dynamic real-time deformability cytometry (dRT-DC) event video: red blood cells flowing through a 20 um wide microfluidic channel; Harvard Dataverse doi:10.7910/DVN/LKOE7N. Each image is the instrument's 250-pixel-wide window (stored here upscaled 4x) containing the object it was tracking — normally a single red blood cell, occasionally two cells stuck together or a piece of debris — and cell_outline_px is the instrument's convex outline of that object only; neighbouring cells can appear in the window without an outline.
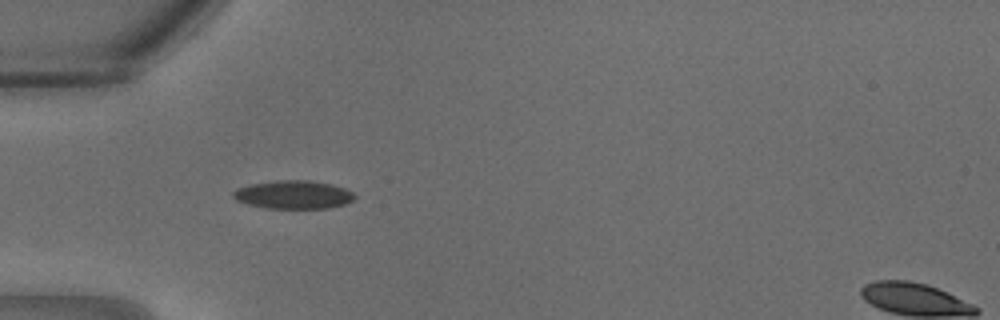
{"species": "common noctule bat (a hibernating species)", "species_latin": "Nyctalus noctula", "temperature_condition": "warm", "stored_images_in_passage": 3, "camera_frame_rate_fps": 3000, "um_per_image_px": 0.085, "animal": {"sex": "male", "body_mass_g": 18.8}, "frame": {"image": 1, "passage_image": 1, "time_ms": 0.0, "image_size_px": [1000, 320], "cell_outline_px": [[356, 196], [352, 200], [344, 204], [328, 208], [264, 208], [248, 204], [236, 200], [232, 196], [232, 192], [236, 188], [252, 184], [276, 180], [308, 180], [332, 184], [344, 188], [352, 192]], "centroid_in_image_um": [24.92, 16.54], "position_along_channel_um": 60.1, "area_um2": 20.0}}
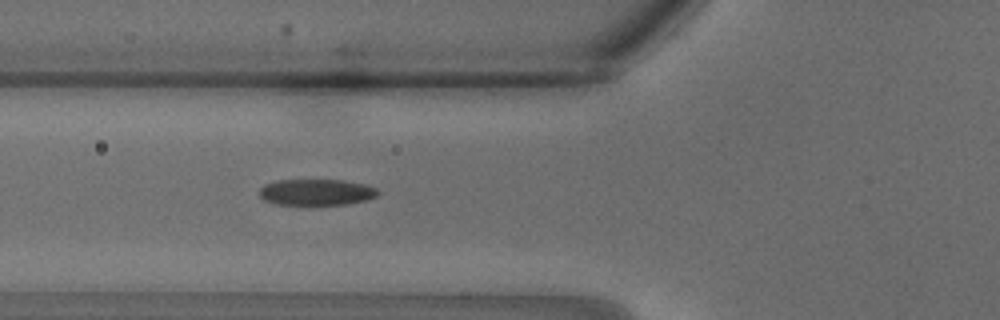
{"frame": {"image": 2, "passage_image": 3, "time_ms": 0.667, "image_size_px": [1000, 320], "cell_outline_px": [[380, 192], [376, 196], [364, 200], [348, 204], [276, 204], [264, 200], [260, 196], [260, 188], [264, 184], [276, 180], [344, 180], [364, 184], [376, 188]], "centroid_in_image_um": [26.88, 16.32], "position_along_channel_um": 98.9, "area_um2": 17.98}}